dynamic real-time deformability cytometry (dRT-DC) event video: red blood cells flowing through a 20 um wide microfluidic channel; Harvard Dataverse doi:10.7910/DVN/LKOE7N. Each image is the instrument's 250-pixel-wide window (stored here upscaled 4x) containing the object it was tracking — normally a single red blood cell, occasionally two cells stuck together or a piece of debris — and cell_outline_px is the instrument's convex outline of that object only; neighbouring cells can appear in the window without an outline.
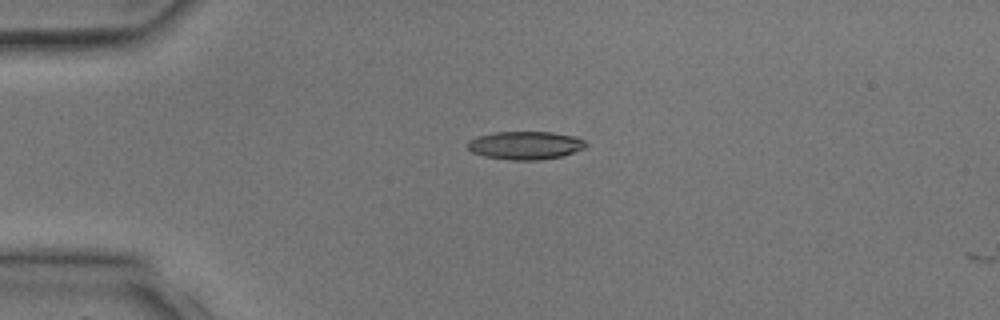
{"species": "common noctule bat (a hibernating species)", "species_latin": "Nyctalus noctula", "temperature_condition": "room temperature", "stored_images_in_passage": 4, "camera_frame_rate_fps": 3000, "um_per_image_px": 0.085, "animal": {"sex": "male", "body_mass_g": 17.9, "forearm_length_mm": 54.2}, "frame": {"image": 1, "passage_image": 3, "time_ms": 2.667, "image_size_px": [1000, 320], "cell_outline_px": [[588, 144], [584, 148], [564, 156], [540, 160], [508, 160], [484, 156], [472, 152], [468, 148], [468, 140], [476, 136], [496, 132], [552, 132], [572, 136], [584, 140]], "centroid_in_image_um": [44.64, 12.36], "position_along_channel_um": 40.4, "area_um2": 19.48}}